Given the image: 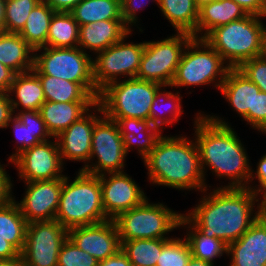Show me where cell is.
I'll return each mask as SVG.
<instances>
[{
  "label": "cell",
  "instance_id": "1",
  "mask_svg": "<svg viewBox=\"0 0 266 266\" xmlns=\"http://www.w3.org/2000/svg\"><path fill=\"white\" fill-rule=\"evenodd\" d=\"M258 196L249 188L217 187L200 204L183 214L203 235L226 245L238 240L258 219L253 215ZM253 215V217H252Z\"/></svg>",
  "mask_w": 266,
  "mask_h": 266
},
{
  "label": "cell",
  "instance_id": "2",
  "mask_svg": "<svg viewBox=\"0 0 266 266\" xmlns=\"http://www.w3.org/2000/svg\"><path fill=\"white\" fill-rule=\"evenodd\" d=\"M219 118L198 113L194 121V140L199 150L204 178L207 166L217 177L231 180L224 188L251 187L249 180L252 168L246 149L236 131L228 122Z\"/></svg>",
  "mask_w": 266,
  "mask_h": 266
},
{
  "label": "cell",
  "instance_id": "3",
  "mask_svg": "<svg viewBox=\"0 0 266 266\" xmlns=\"http://www.w3.org/2000/svg\"><path fill=\"white\" fill-rule=\"evenodd\" d=\"M183 136H161L144 158L148 179L153 184L175 189L206 192L200 154L196 141Z\"/></svg>",
  "mask_w": 266,
  "mask_h": 266
},
{
  "label": "cell",
  "instance_id": "4",
  "mask_svg": "<svg viewBox=\"0 0 266 266\" xmlns=\"http://www.w3.org/2000/svg\"><path fill=\"white\" fill-rule=\"evenodd\" d=\"M62 178L59 206L55 215L67 230L109 220L103 209L100 178L79 170L72 182Z\"/></svg>",
  "mask_w": 266,
  "mask_h": 266
},
{
  "label": "cell",
  "instance_id": "5",
  "mask_svg": "<svg viewBox=\"0 0 266 266\" xmlns=\"http://www.w3.org/2000/svg\"><path fill=\"white\" fill-rule=\"evenodd\" d=\"M260 18L248 14L213 29L204 40L220 54L227 66L239 68L249 59L261 56Z\"/></svg>",
  "mask_w": 266,
  "mask_h": 266
},
{
  "label": "cell",
  "instance_id": "6",
  "mask_svg": "<svg viewBox=\"0 0 266 266\" xmlns=\"http://www.w3.org/2000/svg\"><path fill=\"white\" fill-rule=\"evenodd\" d=\"M160 87L167 86L136 77L118 80L100 91L97 103L108 118L150 120V108Z\"/></svg>",
  "mask_w": 266,
  "mask_h": 266
},
{
  "label": "cell",
  "instance_id": "7",
  "mask_svg": "<svg viewBox=\"0 0 266 266\" xmlns=\"http://www.w3.org/2000/svg\"><path fill=\"white\" fill-rule=\"evenodd\" d=\"M229 69L220 54L203 38L193 37L185 47L170 86L178 88L215 83L214 87L220 89Z\"/></svg>",
  "mask_w": 266,
  "mask_h": 266
},
{
  "label": "cell",
  "instance_id": "8",
  "mask_svg": "<svg viewBox=\"0 0 266 266\" xmlns=\"http://www.w3.org/2000/svg\"><path fill=\"white\" fill-rule=\"evenodd\" d=\"M182 215L162 203H149L147 198L142 204L119 214L113 221L120 241L171 239L165 236L180 227Z\"/></svg>",
  "mask_w": 266,
  "mask_h": 266
},
{
  "label": "cell",
  "instance_id": "9",
  "mask_svg": "<svg viewBox=\"0 0 266 266\" xmlns=\"http://www.w3.org/2000/svg\"><path fill=\"white\" fill-rule=\"evenodd\" d=\"M44 52L37 54V52ZM34 68L37 75H49L81 84L96 100L99 91L93 79L91 55L81 48L42 47L34 50Z\"/></svg>",
  "mask_w": 266,
  "mask_h": 266
},
{
  "label": "cell",
  "instance_id": "10",
  "mask_svg": "<svg viewBox=\"0 0 266 266\" xmlns=\"http://www.w3.org/2000/svg\"><path fill=\"white\" fill-rule=\"evenodd\" d=\"M192 38L191 34L177 32L161 41H146L136 78L170 87L185 47Z\"/></svg>",
  "mask_w": 266,
  "mask_h": 266
},
{
  "label": "cell",
  "instance_id": "11",
  "mask_svg": "<svg viewBox=\"0 0 266 266\" xmlns=\"http://www.w3.org/2000/svg\"><path fill=\"white\" fill-rule=\"evenodd\" d=\"M130 33L131 31L116 44L98 52L95 59L92 60L93 79L99 92L108 84L120 80L125 75V79L126 77L128 79L136 77L145 42L125 43V38Z\"/></svg>",
  "mask_w": 266,
  "mask_h": 266
},
{
  "label": "cell",
  "instance_id": "12",
  "mask_svg": "<svg viewBox=\"0 0 266 266\" xmlns=\"http://www.w3.org/2000/svg\"><path fill=\"white\" fill-rule=\"evenodd\" d=\"M123 137L116 121L103 115L94 125L90 161L80 170L91 175L124 172L125 158ZM93 158V159H92ZM92 163V164H89Z\"/></svg>",
  "mask_w": 266,
  "mask_h": 266
},
{
  "label": "cell",
  "instance_id": "13",
  "mask_svg": "<svg viewBox=\"0 0 266 266\" xmlns=\"http://www.w3.org/2000/svg\"><path fill=\"white\" fill-rule=\"evenodd\" d=\"M68 230L55 219L28 223L21 257L27 266H57Z\"/></svg>",
  "mask_w": 266,
  "mask_h": 266
},
{
  "label": "cell",
  "instance_id": "14",
  "mask_svg": "<svg viewBox=\"0 0 266 266\" xmlns=\"http://www.w3.org/2000/svg\"><path fill=\"white\" fill-rule=\"evenodd\" d=\"M11 163L16 165L19 178L24 182H35L64 178L63 161L57 141L41 142L24 150Z\"/></svg>",
  "mask_w": 266,
  "mask_h": 266
},
{
  "label": "cell",
  "instance_id": "15",
  "mask_svg": "<svg viewBox=\"0 0 266 266\" xmlns=\"http://www.w3.org/2000/svg\"><path fill=\"white\" fill-rule=\"evenodd\" d=\"M99 175L103 209L109 220L142 204L147 197L139 185L125 172ZM108 177V178H107Z\"/></svg>",
  "mask_w": 266,
  "mask_h": 266
},
{
  "label": "cell",
  "instance_id": "16",
  "mask_svg": "<svg viewBox=\"0 0 266 266\" xmlns=\"http://www.w3.org/2000/svg\"><path fill=\"white\" fill-rule=\"evenodd\" d=\"M27 191L22 201L17 202L25 220H53L58 210L62 190V178L25 182Z\"/></svg>",
  "mask_w": 266,
  "mask_h": 266
},
{
  "label": "cell",
  "instance_id": "17",
  "mask_svg": "<svg viewBox=\"0 0 266 266\" xmlns=\"http://www.w3.org/2000/svg\"><path fill=\"white\" fill-rule=\"evenodd\" d=\"M68 238L98 261L114 256L121 249L118 230L113 220L71 228L68 230Z\"/></svg>",
  "mask_w": 266,
  "mask_h": 266
},
{
  "label": "cell",
  "instance_id": "18",
  "mask_svg": "<svg viewBox=\"0 0 266 266\" xmlns=\"http://www.w3.org/2000/svg\"><path fill=\"white\" fill-rule=\"evenodd\" d=\"M93 111L102 113L100 116L89 111L69 128L61 132L55 139L58 144L60 156L63 160L90 162L92 148V133L95 123L104 115L101 106L96 103ZM93 113V114H92ZM58 138V139H57Z\"/></svg>",
  "mask_w": 266,
  "mask_h": 266
},
{
  "label": "cell",
  "instance_id": "19",
  "mask_svg": "<svg viewBox=\"0 0 266 266\" xmlns=\"http://www.w3.org/2000/svg\"><path fill=\"white\" fill-rule=\"evenodd\" d=\"M229 266H266V221L258 218L236 241L227 245Z\"/></svg>",
  "mask_w": 266,
  "mask_h": 266
},
{
  "label": "cell",
  "instance_id": "20",
  "mask_svg": "<svg viewBox=\"0 0 266 266\" xmlns=\"http://www.w3.org/2000/svg\"><path fill=\"white\" fill-rule=\"evenodd\" d=\"M219 90L233 110L254 129L255 94L261 92L255 83L238 68H230Z\"/></svg>",
  "mask_w": 266,
  "mask_h": 266
},
{
  "label": "cell",
  "instance_id": "21",
  "mask_svg": "<svg viewBox=\"0 0 266 266\" xmlns=\"http://www.w3.org/2000/svg\"><path fill=\"white\" fill-rule=\"evenodd\" d=\"M130 31L134 30H130L123 20H102L81 25L78 47L85 53L89 49L96 54L119 42Z\"/></svg>",
  "mask_w": 266,
  "mask_h": 266
},
{
  "label": "cell",
  "instance_id": "22",
  "mask_svg": "<svg viewBox=\"0 0 266 266\" xmlns=\"http://www.w3.org/2000/svg\"><path fill=\"white\" fill-rule=\"evenodd\" d=\"M110 119L118 124L120 134L123 137L125 153L128 154L131 147L134 146L143 160L153 150L162 136V130L153 126L150 120L139 118Z\"/></svg>",
  "mask_w": 266,
  "mask_h": 266
},
{
  "label": "cell",
  "instance_id": "23",
  "mask_svg": "<svg viewBox=\"0 0 266 266\" xmlns=\"http://www.w3.org/2000/svg\"><path fill=\"white\" fill-rule=\"evenodd\" d=\"M18 110L20 112L15 113L10 122L14 127L15 137L19 144L15 147L16 152L9 157V162L24 150L53 138L47 130L39 111Z\"/></svg>",
  "mask_w": 266,
  "mask_h": 266
},
{
  "label": "cell",
  "instance_id": "24",
  "mask_svg": "<svg viewBox=\"0 0 266 266\" xmlns=\"http://www.w3.org/2000/svg\"><path fill=\"white\" fill-rule=\"evenodd\" d=\"M97 102L46 101L39 109L47 130L53 138L84 116Z\"/></svg>",
  "mask_w": 266,
  "mask_h": 266
},
{
  "label": "cell",
  "instance_id": "25",
  "mask_svg": "<svg viewBox=\"0 0 266 266\" xmlns=\"http://www.w3.org/2000/svg\"><path fill=\"white\" fill-rule=\"evenodd\" d=\"M247 15L245 10L233 0H214L204 4L198 10L196 38L204 39L213 29Z\"/></svg>",
  "mask_w": 266,
  "mask_h": 266
},
{
  "label": "cell",
  "instance_id": "26",
  "mask_svg": "<svg viewBox=\"0 0 266 266\" xmlns=\"http://www.w3.org/2000/svg\"><path fill=\"white\" fill-rule=\"evenodd\" d=\"M12 93L15 94V98ZM13 113L21 105L24 111H39L46 102L42 83L33 71L16 74L8 91Z\"/></svg>",
  "mask_w": 266,
  "mask_h": 266
},
{
  "label": "cell",
  "instance_id": "27",
  "mask_svg": "<svg viewBox=\"0 0 266 266\" xmlns=\"http://www.w3.org/2000/svg\"><path fill=\"white\" fill-rule=\"evenodd\" d=\"M34 49L19 33H0V62L16 74L34 68Z\"/></svg>",
  "mask_w": 266,
  "mask_h": 266
},
{
  "label": "cell",
  "instance_id": "28",
  "mask_svg": "<svg viewBox=\"0 0 266 266\" xmlns=\"http://www.w3.org/2000/svg\"><path fill=\"white\" fill-rule=\"evenodd\" d=\"M46 101L52 102H97L79 83L49 75H38Z\"/></svg>",
  "mask_w": 266,
  "mask_h": 266
},
{
  "label": "cell",
  "instance_id": "29",
  "mask_svg": "<svg viewBox=\"0 0 266 266\" xmlns=\"http://www.w3.org/2000/svg\"><path fill=\"white\" fill-rule=\"evenodd\" d=\"M158 7L175 31L188 33L196 38L199 8L194 0H159Z\"/></svg>",
  "mask_w": 266,
  "mask_h": 266
},
{
  "label": "cell",
  "instance_id": "30",
  "mask_svg": "<svg viewBox=\"0 0 266 266\" xmlns=\"http://www.w3.org/2000/svg\"><path fill=\"white\" fill-rule=\"evenodd\" d=\"M55 11L40 1L30 12L19 35L34 49L46 47L49 24Z\"/></svg>",
  "mask_w": 266,
  "mask_h": 266
},
{
  "label": "cell",
  "instance_id": "31",
  "mask_svg": "<svg viewBox=\"0 0 266 266\" xmlns=\"http://www.w3.org/2000/svg\"><path fill=\"white\" fill-rule=\"evenodd\" d=\"M70 13L79 26L102 20H122L121 0H81Z\"/></svg>",
  "mask_w": 266,
  "mask_h": 266
},
{
  "label": "cell",
  "instance_id": "32",
  "mask_svg": "<svg viewBox=\"0 0 266 266\" xmlns=\"http://www.w3.org/2000/svg\"><path fill=\"white\" fill-rule=\"evenodd\" d=\"M179 226L187 227L189 230L185 239L188 241L192 256L214 264L215 258H220L223 253L227 254V245L222 240L203 235L184 215L180 219Z\"/></svg>",
  "mask_w": 266,
  "mask_h": 266
},
{
  "label": "cell",
  "instance_id": "33",
  "mask_svg": "<svg viewBox=\"0 0 266 266\" xmlns=\"http://www.w3.org/2000/svg\"><path fill=\"white\" fill-rule=\"evenodd\" d=\"M79 25L70 12H55L49 24L47 47H78Z\"/></svg>",
  "mask_w": 266,
  "mask_h": 266
},
{
  "label": "cell",
  "instance_id": "34",
  "mask_svg": "<svg viewBox=\"0 0 266 266\" xmlns=\"http://www.w3.org/2000/svg\"><path fill=\"white\" fill-rule=\"evenodd\" d=\"M28 222L23 217L15 199L0 207V236L11 243L20 253L26 239Z\"/></svg>",
  "mask_w": 266,
  "mask_h": 266
},
{
  "label": "cell",
  "instance_id": "35",
  "mask_svg": "<svg viewBox=\"0 0 266 266\" xmlns=\"http://www.w3.org/2000/svg\"><path fill=\"white\" fill-rule=\"evenodd\" d=\"M169 239H135L120 241L121 250L133 266H156L162 246Z\"/></svg>",
  "mask_w": 266,
  "mask_h": 266
},
{
  "label": "cell",
  "instance_id": "36",
  "mask_svg": "<svg viewBox=\"0 0 266 266\" xmlns=\"http://www.w3.org/2000/svg\"><path fill=\"white\" fill-rule=\"evenodd\" d=\"M162 91L163 90L161 89V87L157 90L156 95L153 99L151 108H150V121L153 126H155L156 128H159L160 130L163 129L164 125L169 126V124L178 122L180 115H182V113L184 112L182 110V104H180L182 96L178 95L179 92L175 94L169 91L165 92L166 90H164L163 92ZM163 99H164V102L169 101L168 102L169 104L167 105L170 106V107L167 106L169 109H166L168 111V114L170 115L167 116L166 112L164 111L166 114L164 117H163L164 113H161L162 111L159 108V107H162L161 106L162 103L160 104V102H162ZM160 113L163 115H161Z\"/></svg>",
  "mask_w": 266,
  "mask_h": 266
},
{
  "label": "cell",
  "instance_id": "37",
  "mask_svg": "<svg viewBox=\"0 0 266 266\" xmlns=\"http://www.w3.org/2000/svg\"><path fill=\"white\" fill-rule=\"evenodd\" d=\"M41 0H6L4 32L19 33Z\"/></svg>",
  "mask_w": 266,
  "mask_h": 266
},
{
  "label": "cell",
  "instance_id": "38",
  "mask_svg": "<svg viewBox=\"0 0 266 266\" xmlns=\"http://www.w3.org/2000/svg\"><path fill=\"white\" fill-rule=\"evenodd\" d=\"M191 257L188 241L182 238H171L163 246L156 266H187Z\"/></svg>",
  "mask_w": 266,
  "mask_h": 266
},
{
  "label": "cell",
  "instance_id": "39",
  "mask_svg": "<svg viewBox=\"0 0 266 266\" xmlns=\"http://www.w3.org/2000/svg\"><path fill=\"white\" fill-rule=\"evenodd\" d=\"M98 260L89 253L79 249L67 238L61 246L57 266H97Z\"/></svg>",
  "mask_w": 266,
  "mask_h": 266
},
{
  "label": "cell",
  "instance_id": "40",
  "mask_svg": "<svg viewBox=\"0 0 266 266\" xmlns=\"http://www.w3.org/2000/svg\"><path fill=\"white\" fill-rule=\"evenodd\" d=\"M247 78L255 83L261 92L266 93V57L257 56L244 62L238 68Z\"/></svg>",
  "mask_w": 266,
  "mask_h": 266
},
{
  "label": "cell",
  "instance_id": "41",
  "mask_svg": "<svg viewBox=\"0 0 266 266\" xmlns=\"http://www.w3.org/2000/svg\"><path fill=\"white\" fill-rule=\"evenodd\" d=\"M149 1V0H148ZM147 1V2H148ZM159 5V0H153ZM141 2V3H140ZM143 0H121V17L124 24L131 30V26L135 25L137 20V11L143 5L146 6L145 1L142 4ZM133 24V25H132Z\"/></svg>",
  "mask_w": 266,
  "mask_h": 266
},
{
  "label": "cell",
  "instance_id": "42",
  "mask_svg": "<svg viewBox=\"0 0 266 266\" xmlns=\"http://www.w3.org/2000/svg\"><path fill=\"white\" fill-rule=\"evenodd\" d=\"M254 129L266 134V93L255 94Z\"/></svg>",
  "mask_w": 266,
  "mask_h": 266
},
{
  "label": "cell",
  "instance_id": "43",
  "mask_svg": "<svg viewBox=\"0 0 266 266\" xmlns=\"http://www.w3.org/2000/svg\"><path fill=\"white\" fill-rule=\"evenodd\" d=\"M0 163V207L8 205L15 197L12 196V181Z\"/></svg>",
  "mask_w": 266,
  "mask_h": 266
},
{
  "label": "cell",
  "instance_id": "44",
  "mask_svg": "<svg viewBox=\"0 0 266 266\" xmlns=\"http://www.w3.org/2000/svg\"><path fill=\"white\" fill-rule=\"evenodd\" d=\"M13 116L14 113L8 93L0 92V129L7 128Z\"/></svg>",
  "mask_w": 266,
  "mask_h": 266
},
{
  "label": "cell",
  "instance_id": "45",
  "mask_svg": "<svg viewBox=\"0 0 266 266\" xmlns=\"http://www.w3.org/2000/svg\"><path fill=\"white\" fill-rule=\"evenodd\" d=\"M259 160L260 161L257 163L258 166H257L256 172H254L253 169L251 170L250 180H249V182H252L254 180V178L256 177L255 179L258 180L259 185H256V186H258L256 188L254 186L248 187L255 194H257L261 189L266 188V154L263 155L261 157V159H259ZM253 172L256 175H254Z\"/></svg>",
  "mask_w": 266,
  "mask_h": 266
},
{
  "label": "cell",
  "instance_id": "46",
  "mask_svg": "<svg viewBox=\"0 0 266 266\" xmlns=\"http://www.w3.org/2000/svg\"><path fill=\"white\" fill-rule=\"evenodd\" d=\"M240 5L247 14L263 16L266 13L265 0H233Z\"/></svg>",
  "mask_w": 266,
  "mask_h": 266
},
{
  "label": "cell",
  "instance_id": "47",
  "mask_svg": "<svg viewBox=\"0 0 266 266\" xmlns=\"http://www.w3.org/2000/svg\"><path fill=\"white\" fill-rule=\"evenodd\" d=\"M16 73L0 62V92L8 93Z\"/></svg>",
  "mask_w": 266,
  "mask_h": 266
},
{
  "label": "cell",
  "instance_id": "48",
  "mask_svg": "<svg viewBox=\"0 0 266 266\" xmlns=\"http://www.w3.org/2000/svg\"><path fill=\"white\" fill-rule=\"evenodd\" d=\"M97 266H133L127 256L120 249L114 256L98 261Z\"/></svg>",
  "mask_w": 266,
  "mask_h": 266
},
{
  "label": "cell",
  "instance_id": "49",
  "mask_svg": "<svg viewBox=\"0 0 266 266\" xmlns=\"http://www.w3.org/2000/svg\"><path fill=\"white\" fill-rule=\"evenodd\" d=\"M55 12H70L81 0H42Z\"/></svg>",
  "mask_w": 266,
  "mask_h": 266
},
{
  "label": "cell",
  "instance_id": "50",
  "mask_svg": "<svg viewBox=\"0 0 266 266\" xmlns=\"http://www.w3.org/2000/svg\"><path fill=\"white\" fill-rule=\"evenodd\" d=\"M20 256V252L0 236V259H12Z\"/></svg>",
  "mask_w": 266,
  "mask_h": 266
},
{
  "label": "cell",
  "instance_id": "51",
  "mask_svg": "<svg viewBox=\"0 0 266 266\" xmlns=\"http://www.w3.org/2000/svg\"><path fill=\"white\" fill-rule=\"evenodd\" d=\"M259 195H262L261 197L263 199L260 200V198H258V202H260L257 204V207H256L258 211V218L266 221V188L261 189L257 193V196Z\"/></svg>",
  "mask_w": 266,
  "mask_h": 266
},
{
  "label": "cell",
  "instance_id": "52",
  "mask_svg": "<svg viewBox=\"0 0 266 266\" xmlns=\"http://www.w3.org/2000/svg\"><path fill=\"white\" fill-rule=\"evenodd\" d=\"M0 266H27L20 256L12 259H0Z\"/></svg>",
  "mask_w": 266,
  "mask_h": 266
},
{
  "label": "cell",
  "instance_id": "53",
  "mask_svg": "<svg viewBox=\"0 0 266 266\" xmlns=\"http://www.w3.org/2000/svg\"><path fill=\"white\" fill-rule=\"evenodd\" d=\"M266 17V13L261 16ZM261 55L266 57V26L261 21Z\"/></svg>",
  "mask_w": 266,
  "mask_h": 266
},
{
  "label": "cell",
  "instance_id": "54",
  "mask_svg": "<svg viewBox=\"0 0 266 266\" xmlns=\"http://www.w3.org/2000/svg\"><path fill=\"white\" fill-rule=\"evenodd\" d=\"M187 266H214V264L204 261L202 259L196 258L194 256L191 255Z\"/></svg>",
  "mask_w": 266,
  "mask_h": 266
},
{
  "label": "cell",
  "instance_id": "55",
  "mask_svg": "<svg viewBox=\"0 0 266 266\" xmlns=\"http://www.w3.org/2000/svg\"><path fill=\"white\" fill-rule=\"evenodd\" d=\"M6 0H0V33L4 32Z\"/></svg>",
  "mask_w": 266,
  "mask_h": 266
},
{
  "label": "cell",
  "instance_id": "56",
  "mask_svg": "<svg viewBox=\"0 0 266 266\" xmlns=\"http://www.w3.org/2000/svg\"><path fill=\"white\" fill-rule=\"evenodd\" d=\"M212 1H214V0H194L196 6H197L198 8H200V7H201L202 5H204V4L210 3V2H212Z\"/></svg>",
  "mask_w": 266,
  "mask_h": 266
}]
</instances>
